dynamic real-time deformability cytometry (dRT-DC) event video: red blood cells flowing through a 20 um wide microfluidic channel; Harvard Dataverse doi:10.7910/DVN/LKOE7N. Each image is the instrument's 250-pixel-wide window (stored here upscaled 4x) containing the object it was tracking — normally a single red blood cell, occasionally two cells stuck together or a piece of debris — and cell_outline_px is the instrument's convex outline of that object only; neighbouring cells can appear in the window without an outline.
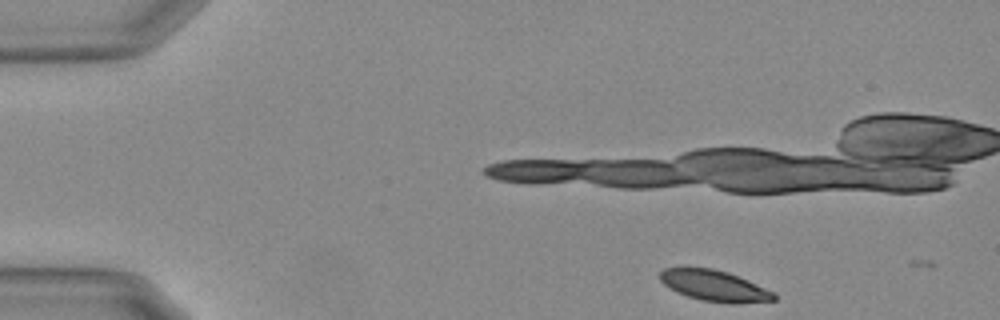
{"species": "Egyptian fruit bat (a non-hibernating species)", "species_latin": "Rousettus aegyptiacus", "temperature_condition": "warm", "stored_images_in_passage": 4, "camera_frame_rate_fps": 3000, "um_per_image_px": 0.085, "animal": {"sex": "female"}, "frame": {"image": 1, "passage_image": 1, "time_ms": 0.0, "image_size_px": [1000, 320], "cell_outline_px": [[776, 300], [736, 304], [728, 304], [700, 300], [676, 292], [664, 284], [660, 280], [660, 272], [664, 268], [712, 268], [728, 272], [776, 292]], "centroid_in_image_um": [60.76, 24.31], "position_along_channel_um": 24.2, "area_um2": 20.63}}